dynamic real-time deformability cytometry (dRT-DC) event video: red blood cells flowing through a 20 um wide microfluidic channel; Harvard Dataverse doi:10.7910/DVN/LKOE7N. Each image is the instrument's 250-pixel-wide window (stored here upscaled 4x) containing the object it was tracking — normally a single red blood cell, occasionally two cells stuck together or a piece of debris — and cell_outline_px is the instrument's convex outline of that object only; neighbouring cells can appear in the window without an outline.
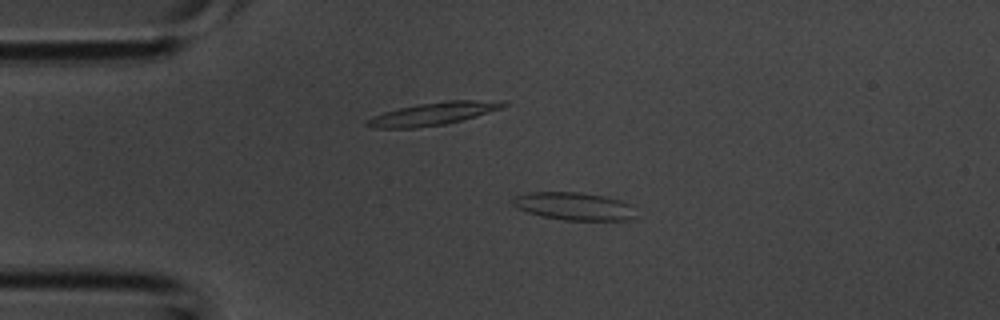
{"species": "common noctule bat (a hibernating species)", "species_latin": "Nyctalus noctula", "temperature_condition": "room temperature", "stored_images_in_passage": 3, "camera_frame_rate_fps": 3000, "um_per_image_px": 0.085, "animal": {"sex": "male", "body_mass_g": 20.1, "forearm_length_mm": 53.5}, "frame": {"image": 1, "passage_image": 2, "time_ms": 0.333, "image_size_px": [1000, 320], "cell_outline_px": [[632, 220], [564, 220], [540, 216], [516, 208], [512, 204], [512, 196], [528, 192], [580, 192], [604, 196], [620, 200], [632, 204]], "centroid_in_image_um": [48.72, 17.52], "position_along_channel_um": 36.3, "area_um2": 20.0}}
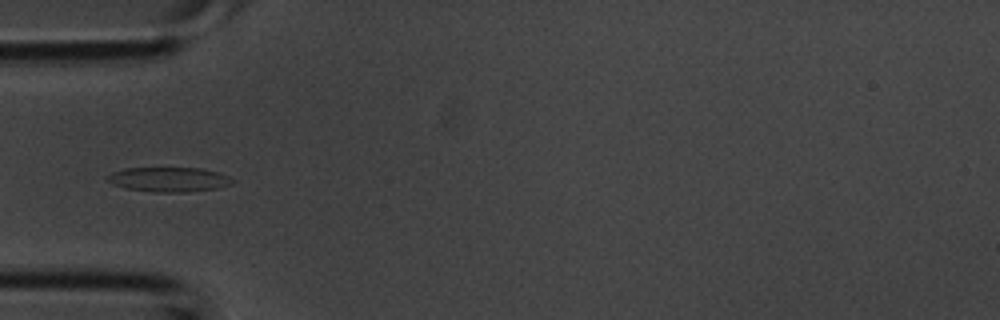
{"frame": {"image": 2, "passage_image": 3, "time_ms": 0.667, "image_size_px": [1000, 320], "cell_outline_px": [[236, 180], [232, 184], [216, 188], [188, 192], [152, 192], [124, 188], [112, 184], [108, 180], [108, 176], [112, 172], [124, 168], [200, 168], [216, 172], [228, 176]], "centroid_in_image_um": [14.35, 15.26], "position_along_channel_um": 70.6, "area_um2": 17.92}}